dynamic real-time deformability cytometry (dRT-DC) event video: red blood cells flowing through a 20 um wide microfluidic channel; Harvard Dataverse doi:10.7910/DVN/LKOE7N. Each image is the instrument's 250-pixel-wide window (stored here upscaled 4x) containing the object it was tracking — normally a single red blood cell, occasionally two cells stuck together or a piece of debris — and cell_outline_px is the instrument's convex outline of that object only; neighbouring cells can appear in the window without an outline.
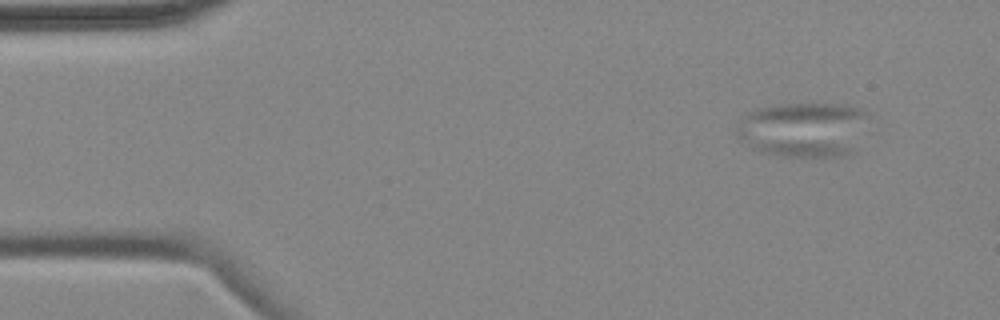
{"species": "common noctule bat (a hibernating species)", "species_latin": "Nyctalus noctula", "temperature_condition": "cold", "stored_images_in_passage": 4, "camera_frame_rate_fps": 3000, "um_per_image_px": 0.085, "animal": {"sex": "female", "body_mass_g": 18.4}, "frame": {"image": 1, "passage_image": 1, "time_ms": 0.0, "image_size_px": [1000, 320], "cell_outline_px": [[868, 112], [852, 156], [784, 156], [764, 152], [752, 148], [736, 136], [736, 124], [748, 112], [756, 108], [784, 104], [844, 104], [864, 108]], "centroid_in_image_um": [68.28, 11.0], "position_along_channel_um": 16.7, "area_um2": 42.19}}